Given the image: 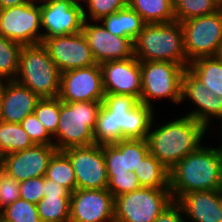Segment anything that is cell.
<instances>
[{"instance_id": "cell-1", "label": "cell", "mask_w": 222, "mask_h": 222, "mask_svg": "<svg viewBox=\"0 0 222 222\" xmlns=\"http://www.w3.org/2000/svg\"><path fill=\"white\" fill-rule=\"evenodd\" d=\"M154 107L127 94H105L93 130L94 143L114 144L123 139H146Z\"/></svg>"}, {"instance_id": "cell-2", "label": "cell", "mask_w": 222, "mask_h": 222, "mask_svg": "<svg viewBox=\"0 0 222 222\" xmlns=\"http://www.w3.org/2000/svg\"><path fill=\"white\" fill-rule=\"evenodd\" d=\"M154 122L153 119L146 137L149 153L169 171L203 144L202 141L206 140L205 134L209 130L203 123L187 115L177 116L157 127Z\"/></svg>"}, {"instance_id": "cell-3", "label": "cell", "mask_w": 222, "mask_h": 222, "mask_svg": "<svg viewBox=\"0 0 222 222\" xmlns=\"http://www.w3.org/2000/svg\"><path fill=\"white\" fill-rule=\"evenodd\" d=\"M221 187L218 147L202 144L169 171V188L175 201L190 192L219 190Z\"/></svg>"}, {"instance_id": "cell-4", "label": "cell", "mask_w": 222, "mask_h": 222, "mask_svg": "<svg viewBox=\"0 0 222 222\" xmlns=\"http://www.w3.org/2000/svg\"><path fill=\"white\" fill-rule=\"evenodd\" d=\"M134 56L139 61H163L189 67L182 25L178 21L144 24L133 42Z\"/></svg>"}, {"instance_id": "cell-5", "label": "cell", "mask_w": 222, "mask_h": 222, "mask_svg": "<svg viewBox=\"0 0 222 222\" xmlns=\"http://www.w3.org/2000/svg\"><path fill=\"white\" fill-rule=\"evenodd\" d=\"M15 81L28 87L39 98L58 97L61 72L40 44L23 46Z\"/></svg>"}, {"instance_id": "cell-6", "label": "cell", "mask_w": 222, "mask_h": 222, "mask_svg": "<svg viewBox=\"0 0 222 222\" xmlns=\"http://www.w3.org/2000/svg\"><path fill=\"white\" fill-rule=\"evenodd\" d=\"M103 102H62L54 146L58 151L94 144L93 130Z\"/></svg>"}, {"instance_id": "cell-7", "label": "cell", "mask_w": 222, "mask_h": 222, "mask_svg": "<svg viewBox=\"0 0 222 222\" xmlns=\"http://www.w3.org/2000/svg\"><path fill=\"white\" fill-rule=\"evenodd\" d=\"M140 69V103L154 107V100L166 98L170 99V103L180 105L182 78L186 68L173 62L140 61Z\"/></svg>"}, {"instance_id": "cell-8", "label": "cell", "mask_w": 222, "mask_h": 222, "mask_svg": "<svg viewBox=\"0 0 222 222\" xmlns=\"http://www.w3.org/2000/svg\"><path fill=\"white\" fill-rule=\"evenodd\" d=\"M170 188H147L114 198V222H155L173 202Z\"/></svg>"}, {"instance_id": "cell-9", "label": "cell", "mask_w": 222, "mask_h": 222, "mask_svg": "<svg viewBox=\"0 0 222 222\" xmlns=\"http://www.w3.org/2000/svg\"><path fill=\"white\" fill-rule=\"evenodd\" d=\"M182 25L187 60L219 56L222 47V11L187 19Z\"/></svg>"}, {"instance_id": "cell-10", "label": "cell", "mask_w": 222, "mask_h": 222, "mask_svg": "<svg viewBox=\"0 0 222 222\" xmlns=\"http://www.w3.org/2000/svg\"><path fill=\"white\" fill-rule=\"evenodd\" d=\"M0 34L22 46L40 44V0L0 10Z\"/></svg>"}, {"instance_id": "cell-11", "label": "cell", "mask_w": 222, "mask_h": 222, "mask_svg": "<svg viewBox=\"0 0 222 222\" xmlns=\"http://www.w3.org/2000/svg\"><path fill=\"white\" fill-rule=\"evenodd\" d=\"M70 160L76 189H107L108 177L103 145L74 146L62 151Z\"/></svg>"}, {"instance_id": "cell-12", "label": "cell", "mask_w": 222, "mask_h": 222, "mask_svg": "<svg viewBox=\"0 0 222 222\" xmlns=\"http://www.w3.org/2000/svg\"><path fill=\"white\" fill-rule=\"evenodd\" d=\"M40 12L43 39L82 31L83 7L70 0H40Z\"/></svg>"}, {"instance_id": "cell-13", "label": "cell", "mask_w": 222, "mask_h": 222, "mask_svg": "<svg viewBox=\"0 0 222 222\" xmlns=\"http://www.w3.org/2000/svg\"><path fill=\"white\" fill-rule=\"evenodd\" d=\"M104 96L100 64L61 73L58 97L62 102H103Z\"/></svg>"}, {"instance_id": "cell-14", "label": "cell", "mask_w": 222, "mask_h": 222, "mask_svg": "<svg viewBox=\"0 0 222 222\" xmlns=\"http://www.w3.org/2000/svg\"><path fill=\"white\" fill-rule=\"evenodd\" d=\"M190 101L196 108L190 109L186 114L188 117L203 123L209 130L210 124L220 120L219 129L222 132V98L211 92L203 85L188 68H186L182 78L181 100Z\"/></svg>"}, {"instance_id": "cell-15", "label": "cell", "mask_w": 222, "mask_h": 222, "mask_svg": "<svg viewBox=\"0 0 222 222\" xmlns=\"http://www.w3.org/2000/svg\"><path fill=\"white\" fill-rule=\"evenodd\" d=\"M57 151L54 145L34 144L25 150L2 156L0 168L18 182L45 176L49 162Z\"/></svg>"}, {"instance_id": "cell-16", "label": "cell", "mask_w": 222, "mask_h": 222, "mask_svg": "<svg viewBox=\"0 0 222 222\" xmlns=\"http://www.w3.org/2000/svg\"><path fill=\"white\" fill-rule=\"evenodd\" d=\"M42 45L61 73L97 64L82 31L43 39Z\"/></svg>"}, {"instance_id": "cell-17", "label": "cell", "mask_w": 222, "mask_h": 222, "mask_svg": "<svg viewBox=\"0 0 222 222\" xmlns=\"http://www.w3.org/2000/svg\"><path fill=\"white\" fill-rule=\"evenodd\" d=\"M82 32L97 64L134 57L133 41L113 35L100 21L85 20Z\"/></svg>"}, {"instance_id": "cell-18", "label": "cell", "mask_w": 222, "mask_h": 222, "mask_svg": "<svg viewBox=\"0 0 222 222\" xmlns=\"http://www.w3.org/2000/svg\"><path fill=\"white\" fill-rule=\"evenodd\" d=\"M69 222H114V197L108 189L71 193Z\"/></svg>"}, {"instance_id": "cell-19", "label": "cell", "mask_w": 222, "mask_h": 222, "mask_svg": "<svg viewBox=\"0 0 222 222\" xmlns=\"http://www.w3.org/2000/svg\"><path fill=\"white\" fill-rule=\"evenodd\" d=\"M105 94H127L140 102V61L134 56L125 60L107 61L100 64Z\"/></svg>"}, {"instance_id": "cell-20", "label": "cell", "mask_w": 222, "mask_h": 222, "mask_svg": "<svg viewBox=\"0 0 222 222\" xmlns=\"http://www.w3.org/2000/svg\"><path fill=\"white\" fill-rule=\"evenodd\" d=\"M39 99L28 87L15 80L1 81L0 120L21 123L26 116L34 113Z\"/></svg>"}, {"instance_id": "cell-21", "label": "cell", "mask_w": 222, "mask_h": 222, "mask_svg": "<svg viewBox=\"0 0 222 222\" xmlns=\"http://www.w3.org/2000/svg\"><path fill=\"white\" fill-rule=\"evenodd\" d=\"M177 202L183 209L186 222H222L219 190L190 192Z\"/></svg>"}, {"instance_id": "cell-22", "label": "cell", "mask_w": 222, "mask_h": 222, "mask_svg": "<svg viewBox=\"0 0 222 222\" xmlns=\"http://www.w3.org/2000/svg\"><path fill=\"white\" fill-rule=\"evenodd\" d=\"M100 22L113 35L129 38L133 42L145 24L141 16L128 5L115 13L103 17Z\"/></svg>"}, {"instance_id": "cell-23", "label": "cell", "mask_w": 222, "mask_h": 222, "mask_svg": "<svg viewBox=\"0 0 222 222\" xmlns=\"http://www.w3.org/2000/svg\"><path fill=\"white\" fill-rule=\"evenodd\" d=\"M188 69L211 92L222 98V59L219 56L197 58L189 63Z\"/></svg>"}, {"instance_id": "cell-24", "label": "cell", "mask_w": 222, "mask_h": 222, "mask_svg": "<svg viewBox=\"0 0 222 222\" xmlns=\"http://www.w3.org/2000/svg\"><path fill=\"white\" fill-rule=\"evenodd\" d=\"M145 24L169 23L175 21L173 0H127Z\"/></svg>"}, {"instance_id": "cell-25", "label": "cell", "mask_w": 222, "mask_h": 222, "mask_svg": "<svg viewBox=\"0 0 222 222\" xmlns=\"http://www.w3.org/2000/svg\"><path fill=\"white\" fill-rule=\"evenodd\" d=\"M141 187L169 188V170L148 153L133 171Z\"/></svg>"}, {"instance_id": "cell-26", "label": "cell", "mask_w": 222, "mask_h": 222, "mask_svg": "<svg viewBox=\"0 0 222 222\" xmlns=\"http://www.w3.org/2000/svg\"><path fill=\"white\" fill-rule=\"evenodd\" d=\"M34 145L20 123L0 120V157L25 150Z\"/></svg>"}, {"instance_id": "cell-27", "label": "cell", "mask_w": 222, "mask_h": 222, "mask_svg": "<svg viewBox=\"0 0 222 222\" xmlns=\"http://www.w3.org/2000/svg\"><path fill=\"white\" fill-rule=\"evenodd\" d=\"M71 195H43L36 204L41 222H69Z\"/></svg>"}, {"instance_id": "cell-28", "label": "cell", "mask_w": 222, "mask_h": 222, "mask_svg": "<svg viewBox=\"0 0 222 222\" xmlns=\"http://www.w3.org/2000/svg\"><path fill=\"white\" fill-rule=\"evenodd\" d=\"M45 177L62 185L71 193L76 190L74 169L69 158L62 151H57L51 158Z\"/></svg>"}, {"instance_id": "cell-29", "label": "cell", "mask_w": 222, "mask_h": 222, "mask_svg": "<svg viewBox=\"0 0 222 222\" xmlns=\"http://www.w3.org/2000/svg\"><path fill=\"white\" fill-rule=\"evenodd\" d=\"M22 47L0 34V81L15 80Z\"/></svg>"}, {"instance_id": "cell-30", "label": "cell", "mask_w": 222, "mask_h": 222, "mask_svg": "<svg viewBox=\"0 0 222 222\" xmlns=\"http://www.w3.org/2000/svg\"><path fill=\"white\" fill-rule=\"evenodd\" d=\"M173 2L175 20L178 22L209 15L219 10V0H173Z\"/></svg>"}, {"instance_id": "cell-31", "label": "cell", "mask_w": 222, "mask_h": 222, "mask_svg": "<svg viewBox=\"0 0 222 222\" xmlns=\"http://www.w3.org/2000/svg\"><path fill=\"white\" fill-rule=\"evenodd\" d=\"M2 222H41L37 205L24 199H17L0 212Z\"/></svg>"}, {"instance_id": "cell-32", "label": "cell", "mask_w": 222, "mask_h": 222, "mask_svg": "<svg viewBox=\"0 0 222 222\" xmlns=\"http://www.w3.org/2000/svg\"><path fill=\"white\" fill-rule=\"evenodd\" d=\"M34 114L44 125L48 133L53 137L58 128L60 115L59 97L40 98L36 104Z\"/></svg>"}, {"instance_id": "cell-33", "label": "cell", "mask_w": 222, "mask_h": 222, "mask_svg": "<svg viewBox=\"0 0 222 222\" xmlns=\"http://www.w3.org/2000/svg\"><path fill=\"white\" fill-rule=\"evenodd\" d=\"M121 153H125L126 169L134 171L149 153L146 139H123L113 144Z\"/></svg>"}, {"instance_id": "cell-34", "label": "cell", "mask_w": 222, "mask_h": 222, "mask_svg": "<svg viewBox=\"0 0 222 222\" xmlns=\"http://www.w3.org/2000/svg\"><path fill=\"white\" fill-rule=\"evenodd\" d=\"M83 7L84 20L100 21L127 6V0H89ZM89 18V19H88Z\"/></svg>"}, {"instance_id": "cell-35", "label": "cell", "mask_w": 222, "mask_h": 222, "mask_svg": "<svg viewBox=\"0 0 222 222\" xmlns=\"http://www.w3.org/2000/svg\"><path fill=\"white\" fill-rule=\"evenodd\" d=\"M20 124L34 144L54 145L53 137L34 113L26 116Z\"/></svg>"}, {"instance_id": "cell-36", "label": "cell", "mask_w": 222, "mask_h": 222, "mask_svg": "<svg viewBox=\"0 0 222 222\" xmlns=\"http://www.w3.org/2000/svg\"><path fill=\"white\" fill-rule=\"evenodd\" d=\"M140 188L141 185L139 184L137 176L133 171L116 174L108 181L107 186V189L111 192L114 198Z\"/></svg>"}, {"instance_id": "cell-37", "label": "cell", "mask_w": 222, "mask_h": 222, "mask_svg": "<svg viewBox=\"0 0 222 222\" xmlns=\"http://www.w3.org/2000/svg\"><path fill=\"white\" fill-rule=\"evenodd\" d=\"M108 181L116 174L127 173L125 153H121L113 144L103 145Z\"/></svg>"}, {"instance_id": "cell-38", "label": "cell", "mask_w": 222, "mask_h": 222, "mask_svg": "<svg viewBox=\"0 0 222 222\" xmlns=\"http://www.w3.org/2000/svg\"><path fill=\"white\" fill-rule=\"evenodd\" d=\"M20 198L19 182L0 168V212Z\"/></svg>"}, {"instance_id": "cell-39", "label": "cell", "mask_w": 222, "mask_h": 222, "mask_svg": "<svg viewBox=\"0 0 222 222\" xmlns=\"http://www.w3.org/2000/svg\"><path fill=\"white\" fill-rule=\"evenodd\" d=\"M20 198L37 204L43 197L44 176L19 182Z\"/></svg>"}, {"instance_id": "cell-40", "label": "cell", "mask_w": 222, "mask_h": 222, "mask_svg": "<svg viewBox=\"0 0 222 222\" xmlns=\"http://www.w3.org/2000/svg\"><path fill=\"white\" fill-rule=\"evenodd\" d=\"M155 222H186V220L182 207L174 200L161 212Z\"/></svg>"}, {"instance_id": "cell-41", "label": "cell", "mask_w": 222, "mask_h": 222, "mask_svg": "<svg viewBox=\"0 0 222 222\" xmlns=\"http://www.w3.org/2000/svg\"><path fill=\"white\" fill-rule=\"evenodd\" d=\"M43 195H71V192L57 182L47 179L44 176Z\"/></svg>"}, {"instance_id": "cell-42", "label": "cell", "mask_w": 222, "mask_h": 222, "mask_svg": "<svg viewBox=\"0 0 222 222\" xmlns=\"http://www.w3.org/2000/svg\"><path fill=\"white\" fill-rule=\"evenodd\" d=\"M38 0H0V10L7 9L17 5L33 3Z\"/></svg>"}, {"instance_id": "cell-43", "label": "cell", "mask_w": 222, "mask_h": 222, "mask_svg": "<svg viewBox=\"0 0 222 222\" xmlns=\"http://www.w3.org/2000/svg\"><path fill=\"white\" fill-rule=\"evenodd\" d=\"M220 133V139H221V145L218 147L219 149V155H220V159H221V178H222V132H219Z\"/></svg>"}, {"instance_id": "cell-44", "label": "cell", "mask_w": 222, "mask_h": 222, "mask_svg": "<svg viewBox=\"0 0 222 222\" xmlns=\"http://www.w3.org/2000/svg\"><path fill=\"white\" fill-rule=\"evenodd\" d=\"M74 5H79L81 7H84V5H86V3L89 1V0H70ZM82 1V2H81ZM83 2L85 4H83ZM83 5V6H82Z\"/></svg>"}, {"instance_id": "cell-45", "label": "cell", "mask_w": 222, "mask_h": 222, "mask_svg": "<svg viewBox=\"0 0 222 222\" xmlns=\"http://www.w3.org/2000/svg\"><path fill=\"white\" fill-rule=\"evenodd\" d=\"M219 204L222 209V187L219 189Z\"/></svg>"}, {"instance_id": "cell-46", "label": "cell", "mask_w": 222, "mask_h": 222, "mask_svg": "<svg viewBox=\"0 0 222 222\" xmlns=\"http://www.w3.org/2000/svg\"><path fill=\"white\" fill-rule=\"evenodd\" d=\"M0 116H1V81H0Z\"/></svg>"}, {"instance_id": "cell-47", "label": "cell", "mask_w": 222, "mask_h": 222, "mask_svg": "<svg viewBox=\"0 0 222 222\" xmlns=\"http://www.w3.org/2000/svg\"><path fill=\"white\" fill-rule=\"evenodd\" d=\"M219 9L222 11V0H219Z\"/></svg>"}, {"instance_id": "cell-48", "label": "cell", "mask_w": 222, "mask_h": 222, "mask_svg": "<svg viewBox=\"0 0 222 222\" xmlns=\"http://www.w3.org/2000/svg\"><path fill=\"white\" fill-rule=\"evenodd\" d=\"M219 57L222 59V47H221V50H220V53H219Z\"/></svg>"}]
</instances>
